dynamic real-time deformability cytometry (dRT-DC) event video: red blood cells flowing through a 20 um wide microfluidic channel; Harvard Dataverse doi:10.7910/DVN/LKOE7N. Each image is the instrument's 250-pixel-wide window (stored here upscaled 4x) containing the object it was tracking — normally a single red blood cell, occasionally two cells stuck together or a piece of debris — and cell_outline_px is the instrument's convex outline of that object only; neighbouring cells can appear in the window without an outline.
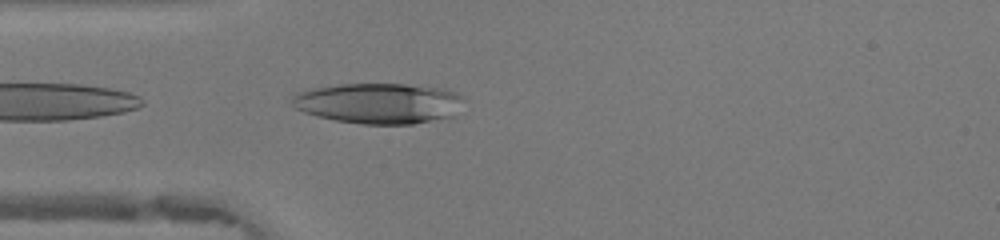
{"species": "human", "species_latin": "Homo sapiens", "temperature_condition": "warm", "stored_images_in_passage": 37, "camera_frame_rate_fps": 3000, "um_per_image_px": 0.085, "donor": {"sex": "female"}, "frame": {"image": 1, "passage_image": 2, "time_ms": 0.333, "image_size_px": [1000, 240], "cell_outline_px": [[464, 96], [456, 116], [412, 124], [360, 124], [336, 120], [316, 116], [304, 112], [296, 108], [292, 104], [292, 96], [296, 92], [312, 88], [340, 84], [404, 84], [436, 88], [456, 92]], "centroid_in_image_um": [32.19, 8.78], "position_along_channel_um": 52.8, "area_um2": 40.69}}
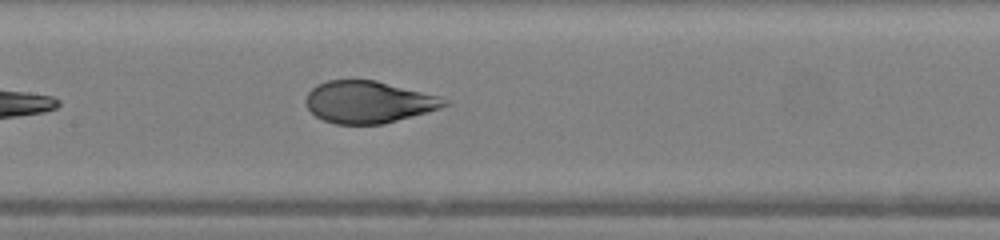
{"frame": {"image": 2, "passage_image": 11, "time_ms": 3.333, "image_size_px": [1000, 240], "cell_outline_px": [[452, 104], [440, 108], [384, 124], [336, 124], [324, 120], [316, 116], [308, 108], [304, 100], [308, 92], [316, 84], [328, 80], [376, 80], [440, 96], [448, 100]], "centroid_in_image_um": [31.33, 8.67], "position_along_channel_um": 176.1, "area_um2": 33.99}}
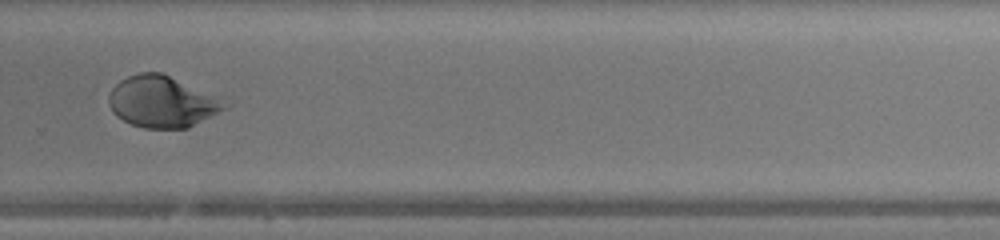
{"frame": {"image": 3, "passage_image": 21, "time_ms": 6.667, "image_size_px": [1000, 240], "cell_outline_px": [[232, 104], [228, 108], [188, 128], [144, 128], [132, 124], [116, 116], [112, 112], [108, 104], [108, 96], [112, 88], [120, 80], [128, 76], [140, 72], [160, 72], [224, 96], [232, 100]], "centroid_in_image_um": [13.89, 8.63], "position_along_channel_um": 315.9, "area_um2": 35.72}, "authors_computed_cell_mechanics": {"area_um2": 35.1424, "velocity_mm_per_s": 4.2193, "shape_relaxation_time_tau1_ms": 6.2664, "shape_relaxation_time_tau2_ms": null, "deformation_change_tau1": 0.3255, "deformation_change_tau2": null}}